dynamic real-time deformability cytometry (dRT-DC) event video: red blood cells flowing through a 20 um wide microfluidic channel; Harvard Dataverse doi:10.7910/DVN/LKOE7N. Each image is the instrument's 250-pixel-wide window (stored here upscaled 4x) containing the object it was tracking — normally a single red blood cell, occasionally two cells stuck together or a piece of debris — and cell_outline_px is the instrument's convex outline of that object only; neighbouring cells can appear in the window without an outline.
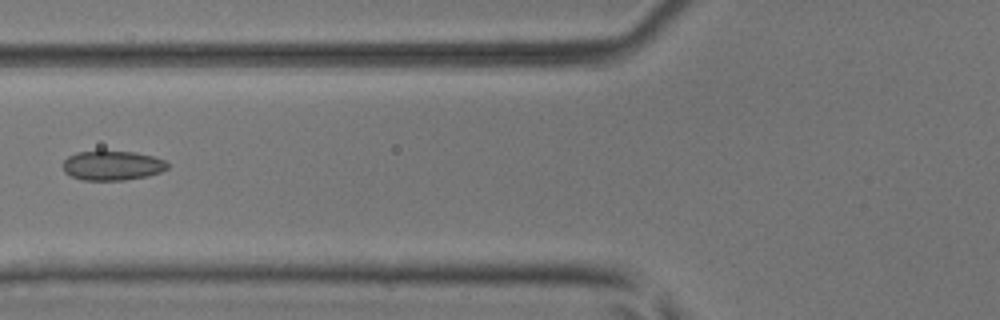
{"species": "common noctule bat (a hibernating species)", "species_latin": "Nyctalus noctula", "temperature_condition": "room temperature", "stored_images_in_passage": 5, "camera_frame_rate_fps": 3000, "um_per_image_px": 0.085, "animal": {"sex": "male", "body_mass_g": 17.9, "forearm_length_mm": 54.2}, "frame": {"image": 1, "passage_image": 5, "time_ms": 1.333, "image_size_px": [1000, 320], "cell_outline_px": [[168, 168], [160, 172], [148, 176], [124, 180], [84, 180], [72, 176], [64, 172], [64, 160], [68, 156], [76, 152], [136, 152], [152, 156], [164, 160], [168, 164]], "centroid_in_image_um": [9.56, 14.08], "position_along_channel_um": 116.2, "area_um2": 17.74}}